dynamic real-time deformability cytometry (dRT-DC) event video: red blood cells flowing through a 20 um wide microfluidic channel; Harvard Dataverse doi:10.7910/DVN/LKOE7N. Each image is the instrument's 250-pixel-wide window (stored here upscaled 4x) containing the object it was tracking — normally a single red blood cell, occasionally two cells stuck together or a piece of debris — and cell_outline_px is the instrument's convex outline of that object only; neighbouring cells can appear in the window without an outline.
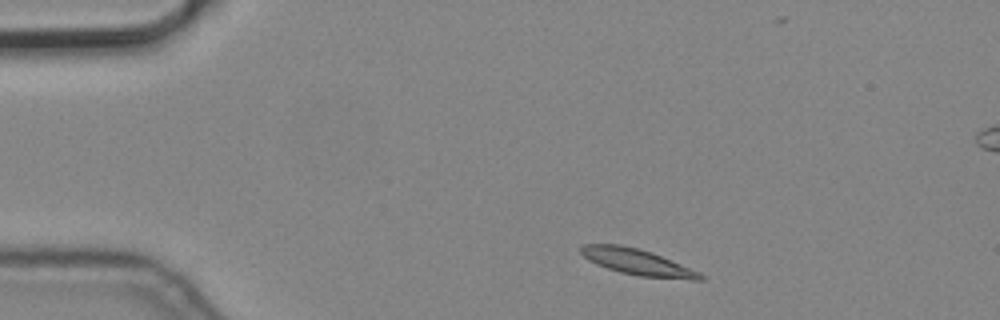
{"species": "common noctule bat (a hibernating species)", "species_latin": "Nyctalus noctula", "temperature_condition": "cold", "stored_images_in_passage": 4, "camera_frame_rate_fps": 3000, "um_per_image_px": 0.085, "animal": {"sex": "male", "body_mass_g": 19.2, "forearm_length_mm": 51.8}, "frame": {"image": 1, "passage_image": 2, "time_ms": 0.333, "image_size_px": [1000, 320], "cell_outline_px": [[704, 280], [692, 280], [640, 276], [620, 272], [596, 264], [588, 260], [580, 252], [580, 244], [620, 244], [640, 248], [652, 252], [700, 272], [704, 276]], "centroid_in_image_um": [54.17, 22.26], "position_along_channel_um": 30.8, "area_um2": 18.21}}